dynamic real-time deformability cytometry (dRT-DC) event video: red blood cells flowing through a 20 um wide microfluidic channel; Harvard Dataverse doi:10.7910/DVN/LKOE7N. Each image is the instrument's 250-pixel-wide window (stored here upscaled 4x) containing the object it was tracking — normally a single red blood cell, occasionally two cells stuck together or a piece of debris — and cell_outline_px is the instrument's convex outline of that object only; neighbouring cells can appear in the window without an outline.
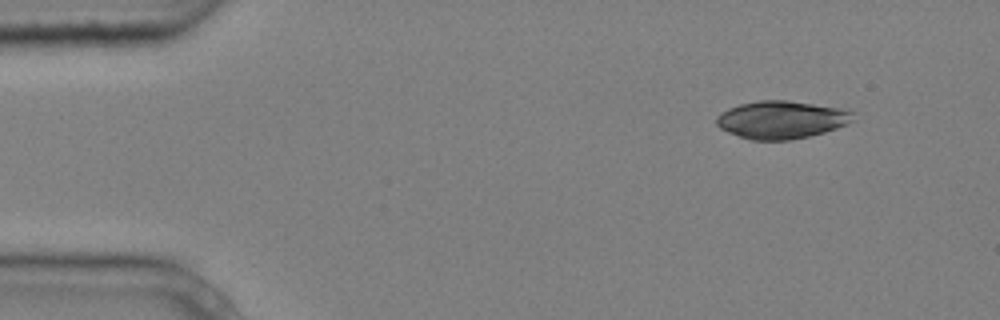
{"species": "common noctule bat (a hibernating species)", "species_latin": "Nyctalus noctula", "temperature_condition": "cold", "stored_images_in_passage": 4, "camera_frame_rate_fps": 3000, "um_per_image_px": 0.085, "animal": {"sex": "male", "body_mass_g": 20.4}, "frame": {"image": 1, "passage_image": 1, "time_ms": 0.0, "image_size_px": [1000, 320], "cell_outline_px": [[856, 120], [836, 128], [824, 132], [792, 140], [752, 140], [728, 132], [720, 128], [716, 124], [716, 116], [720, 112], [728, 108], [740, 104], [760, 100], [788, 100], [848, 108], [852, 112]], "centroid_in_image_um": [66.46, 10.16], "position_along_channel_um": 18.5, "area_um2": 30.4}}